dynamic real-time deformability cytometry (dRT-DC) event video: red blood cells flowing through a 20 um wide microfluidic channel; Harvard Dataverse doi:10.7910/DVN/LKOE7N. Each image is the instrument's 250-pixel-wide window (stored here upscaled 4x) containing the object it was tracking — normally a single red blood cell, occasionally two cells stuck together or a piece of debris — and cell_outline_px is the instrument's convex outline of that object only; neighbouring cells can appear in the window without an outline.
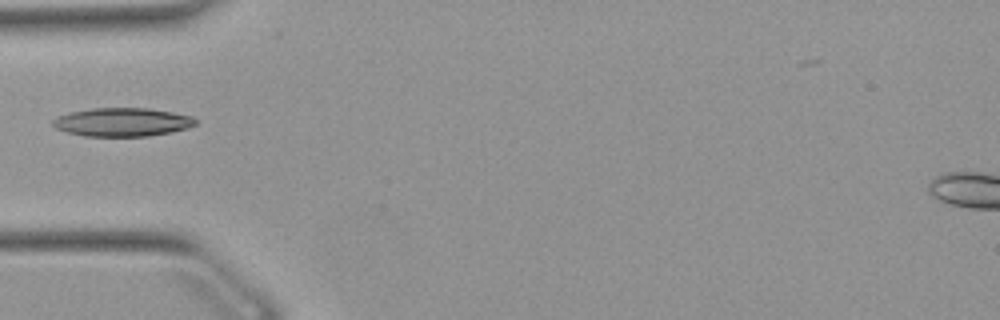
{"species": "Egyptian fruit bat (a non-hibernating species)", "species_latin": "Rousettus aegyptiacus", "temperature_condition": "warm", "stored_images_in_passage": 34, "camera_frame_rate_fps": 3000, "um_per_image_px": 0.085, "animal": {"sex": "female"}, "frame": {"image": 1, "passage_image": 1, "time_ms": 0.0, "image_size_px": [1000, 320], "cell_outline_px": [[196, 124], [188, 128], [172, 132], [148, 136], [84, 136], [68, 132], [56, 128], [52, 124], [52, 120], [56, 116], [72, 112], [92, 108], [148, 108], [172, 112], [192, 116], [196, 120]], "centroid_in_image_um": [10.4, 10.38], "position_along_channel_um": 74.6, "area_um2": 23.7}}
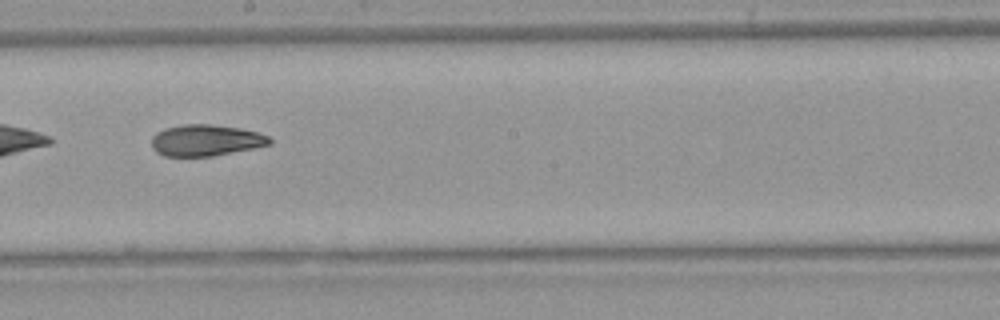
{"frame": {"image": 2, "passage_image": 13, "time_ms": 4.0, "image_size_px": [1000, 320], "cell_outline_px": [[272, 144], [212, 156], [164, 156], [156, 152], [152, 148], [152, 136], [156, 132], [164, 128], [184, 124], [212, 124], [240, 128], [256, 132], [268, 136], [272, 140]], "centroid_in_image_um": [17.46, 11.92], "position_along_channel_um": 230.7, "area_um2": 21.56}}
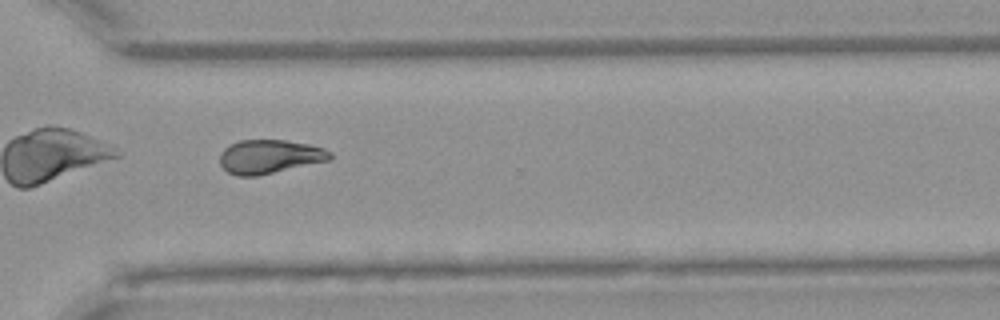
{"frame": {"image": 3, "passage_image": 22, "time_ms": 7.0, "image_size_px": [1000, 320], "cell_outline_px": [[332, 160], [256, 176], [236, 176], [228, 172], [220, 164], [220, 152], [224, 148], [240, 140], [284, 140], [308, 144], [324, 148], [332, 152]], "centroid_in_image_um": [22.93, 13.32], "position_along_channel_um": 347.7, "area_um2": 21.79}}